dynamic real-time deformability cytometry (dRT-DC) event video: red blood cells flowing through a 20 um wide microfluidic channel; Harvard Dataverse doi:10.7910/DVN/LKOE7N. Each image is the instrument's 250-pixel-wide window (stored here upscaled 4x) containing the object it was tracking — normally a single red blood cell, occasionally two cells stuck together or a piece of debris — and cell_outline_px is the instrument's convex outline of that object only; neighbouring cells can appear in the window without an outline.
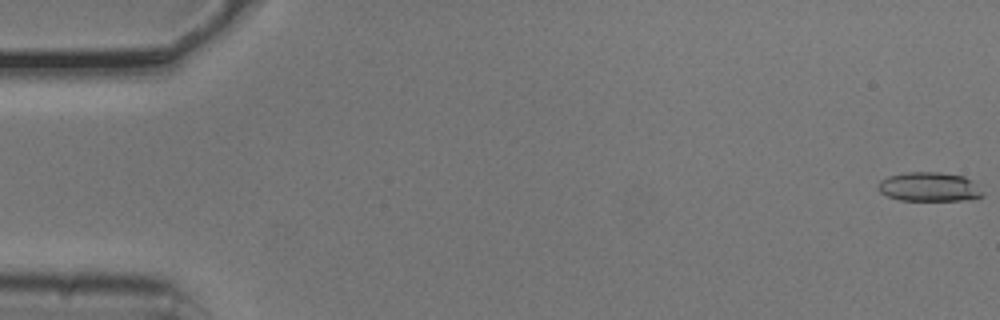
{"species": "common noctule bat (a hibernating species)", "species_latin": "Nyctalus noctula", "temperature_condition": "cold", "stored_images_in_passage": 14, "camera_frame_rate_fps": 3000, "um_per_image_px": 0.085, "animal": {"sex": "male", "body_mass_g": 20.5, "forearm_length_mm": 52.5}, "frame": {"image": 1, "passage_image": 1, "time_ms": 0.0, "image_size_px": [1000, 320], "cell_outline_px": [[984, 196], [964, 200], [900, 200], [888, 196], [880, 192], [876, 188], [876, 184], [880, 180], [888, 176], [908, 172], [940, 172], [964, 176], [972, 180], [984, 192]], "centroid_in_image_um": [78.97, 15.88], "position_along_channel_um": 6.0, "area_um2": 17.92}}